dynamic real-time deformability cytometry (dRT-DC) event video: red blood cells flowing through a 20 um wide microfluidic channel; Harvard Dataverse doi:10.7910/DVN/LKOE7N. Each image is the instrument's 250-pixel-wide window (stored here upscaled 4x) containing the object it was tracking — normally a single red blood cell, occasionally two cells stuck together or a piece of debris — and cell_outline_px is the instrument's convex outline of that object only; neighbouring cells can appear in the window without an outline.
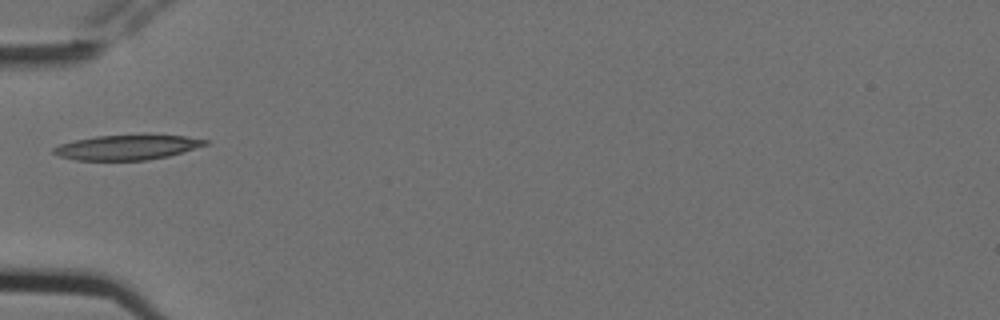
{"species": "Egyptian fruit bat (a non-hibernating species)", "species_latin": "Rousettus aegyptiacus", "temperature_condition": "cold", "stored_images_in_passage": 2, "camera_frame_rate_fps": 3000, "um_per_image_px": 0.085, "animal": {"sex": "female"}, "frame": {"image": 1, "passage_image": 2, "time_ms": 0.333, "image_size_px": [1000, 320], "cell_outline_px": [[208, 144], [168, 156], [148, 160], [76, 160], [60, 156], [52, 152], [52, 148], [60, 144], [76, 140], [96, 136], [184, 136], [208, 140]], "centroid_in_image_um": [10.77, 12.54], "position_along_channel_um": 74.2, "area_um2": 21.39}}